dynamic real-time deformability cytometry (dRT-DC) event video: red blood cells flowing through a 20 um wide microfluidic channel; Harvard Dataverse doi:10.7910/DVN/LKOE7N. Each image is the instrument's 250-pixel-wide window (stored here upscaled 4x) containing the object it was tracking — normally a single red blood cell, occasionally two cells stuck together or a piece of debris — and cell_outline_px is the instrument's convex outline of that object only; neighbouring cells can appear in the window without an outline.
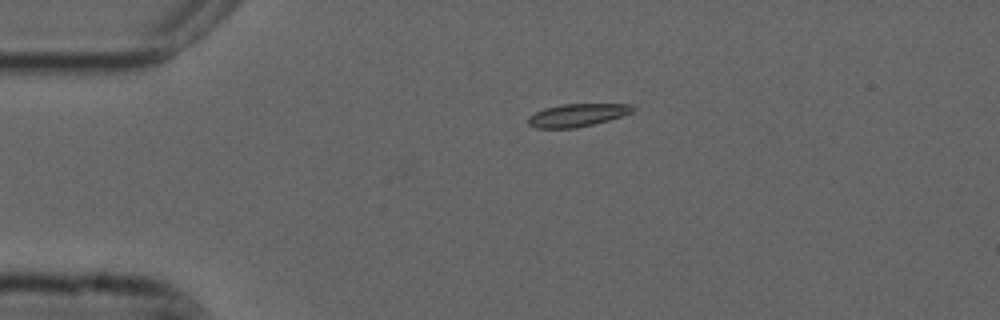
{"species": "common noctule bat (a hibernating species)", "species_latin": "Nyctalus noctula", "temperature_condition": "cold", "stored_images_in_passage": 2, "camera_frame_rate_fps": 3000, "um_per_image_px": 0.085, "animal": {"sex": "male", "forearm_length_mm": 52.5}, "frame": {"image": 1, "passage_image": 1, "time_ms": 0.0, "image_size_px": [1000, 320], "cell_outline_px": [[636, 108], [632, 112], [608, 120], [576, 128], [536, 128], [528, 124], [528, 116], [544, 108], [564, 104], [632, 104]], "centroid_in_image_um": [49.06, 9.78], "position_along_channel_um": 35.9, "area_um2": 13.81}}